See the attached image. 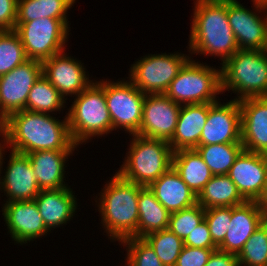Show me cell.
I'll list each match as a JSON object with an SVG mask.
<instances>
[{
    "label": "cell",
    "mask_w": 267,
    "mask_h": 266,
    "mask_svg": "<svg viewBox=\"0 0 267 266\" xmlns=\"http://www.w3.org/2000/svg\"><path fill=\"white\" fill-rule=\"evenodd\" d=\"M245 202L237 186L227 175H213L197 195V203L203 209L234 207Z\"/></svg>",
    "instance_id": "27"
},
{
    "label": "cell",
    "mask_w": 267,
    "mask_h": 266,
    "mask_svg": "<svg viewBox=\"0 0 267 266\" xmlns=\"http://www.w3.org/2000/svg\"><path fill=\"white\" fill-rule=\"evenodd\" d=\"M138 212V238L168 228L171 213L156 199L154 192L147 186H143L139 191Z\"/></svg>",
    "instance_id": "26"
},
{
    "label": "cell",
    "mask_w": 267,
    "mask_h": 266,
    "mask_svg": "<svg viewBox=\"0 0 267 266\" xmlns=\"http://www.w3.org/2000/svg\"><path fill=\"white\" fill-rule=\"evenodd\" d=\"M154 249L155 254L165 266H175L184 247V242L168 228L155 231L143 237Z\"/></svg>",
    "instance_id": "31"
},
{
    "label": "cell",
    "mask_w": 267,
    "mask_h": 266,
    "mask_svg": "<svg viewBox=\"0 0 267 266\" xmlns=\"http://www.w3.org/2000/svg\"><path fill=\"white\" fill-rule=\"evenodd\" d=\"M74 151L39 150L27 154L41 190L69 187L65 182V176H67L65 168L67 167L66 162L69 161L68 158L74 155Z\"/></svg>",
    "instance_id": "22"
},
{
    "label": "cell",
    "mask_w": 267,
    "mask_h": 266,
    "mask_svg": "<svg viewBox=\"0 0 267 266\" xmlns=\"http://www.w3.org/2000/svg\"><path fill=\"white\" fill-rule=\"evenodd\" d=\"M205 219V209L198 203L170 214L168 229L184 240Z\"/></svg>",
    "instance_id": "35"
},
{
    "label": "cell",
    "mask_w": 267,
    "mask_h": 266,
    "mask_svg": "<svg viewBox=\"0 0 267 266\" xmlns=\"http://www.w3.org/2000/svg\"><path fill=\"white\" fill-rule=\"evenodd\" d=\"M257 205L262 210V212L267 215V181L264 186L261 196L257 199Z\"/></svg>",
    "instance_id": "41"
},
{
    "label": "cell",
    "mask_w": 267,
    "mask_h": 266,
    "mask_svg": "<svg viewBox=\"0 0 267 266\" xmlns=\"http://www.w3.org/2000/svg\"><path fill=\"white\" fill-rule=\"evenodd\" d=\"M181 105L165 94H147L137 135L169 142L176 130Z\"/></svg>",
    "instance_id": "14"
},
{
    "label": "cell",
    "mask_w": 267,
    "mask_h": 266,
    "mask_svg": "<svg viewBox=\"0 0 267 266\" xmlns=\"http://www.w3.org/2000/svg\"><path fill=\"white\" fill-rule=\"evenodd\" d=\"M104 94L112 120V131L120 129L129 135L136 134L140 129L146 94L128 78L118 81L104 79Z\"/></svg>",
    "instance_id": "10"
},
{
    "label": "cell",
    "mask_w": 267,
    "mask_h": 266,
    "mask_svg": "<svg viewBox=\"0 0 267 266\" xmlns=\"http://www.w3.org/2000/svg\"><path fill=\"white\" fill-rule=\"evenodd\" d=\"M196 150L213 175H227L244 148L242 143H222L199 145Z\"/></svg>",
    "instance_id": "30"
},
{
    "label": "cell",
    "mask_w": 267,
    "mask_h": 266,
    "mask_svg": "<svg viewBox=\"0 0 267 266\" xmlns=\"http://www.w3.org/2000/svg\"><path fill=\"white\" fill-rule=\"evenodd\" d=\"M129 136L128 152L116 172L128 181L149 187L172 167L173 150L165 140Z\"/></svg>",
    "instance_id": "5"
},
{
    "label": "cell",
    "mask_w": 267,
    "mask_h": 266,
    "mask_svg": "<svg viewBox=\"0 0 267 266\" xmlns=\"http://www.w3.org/2000/svg\"><path fill=\"white\" fill-rule=\"evenodd\" d=\"M181 52L148 54L131 64L129 80L144 94H164L183 65L191 58Z\"/></svg>",
    "instance_id": "9"
},
{
    "label": "cell",
    "mask_w": 267,
    "mask_h": 266,
    "mask_svg": "<svg viewBox=\"0 0 267 266\" xmlns=\"http://www.w3.org/2000/svg\"><path fill=\"white\" fill-rule=\"evenodd\" d=\"M18 0H0V31L15 30Z\"/></svg>",
    "instance_id": "39"
},
{
    "label": "cell",
    "mask_w": 267,
    "mask_h": 266,
    "mask_svg": "<svg viewBox=\"0 0 267 266\" xmlns=\"http://www.w3.org/2000/svg\"><path fill=\"white\" fill-rule=\"evenodd\" d=\"M119 245L127 250L124 266H165L144 238H126Z\"/></svg>",
    "instance_id": "34"
},
{
    "label": "cell",
    "mask_w": 267,
    "mask_h": 266,
    "mask_svg": "<svg viewBox=\"0 0 267 266\" xmlns=\"http://www.w3.org/2000/svg\"><path fill=\"white\" fill-rule=\"evenodd\" d=\"M54 116L27 110L10 114L2 128L3 145L23 154L78 149L70 134L67 115L63 120Z\"/></svg>",
    "instance_id": "1"
},
{
    "label": "cell",
    "mask_w": 267,
    "mask_h": 266,
    "mask_svg": "<svg viewBox=\"0 0 267 266\" xmlns=\"http://www.w3.org/2000/svg\"><path fill=\"white\" fill-rule=\"evenodd\" d=\"M1 157H2V143H0V163H1ZM1 175V174H0ZM1 195V194H0Z\"/></svg>",
    "instance_id": "43"
},
{
    "label": "cell",
    "mask_w": 267,
    "mask_h": 266,
    "mask_svg": "<svg viewBox=\"0 0 267 266\" xmlns=\"http://www.w3.org/2000/svg\"><path fill=\"white\" fill-rule=\"evenodd\" d=\"M65 51L44 60L42 74L67 101L68 96L74 95V98L95 80H91L81 60L74 59Z\"/></svg>",
    "instance_id": "13"
},
{
    "label": "cell",
    "mask_w": 267,
    "mask_h": 266,
    "mask_svg": "<svg viewBox=\"0 0 267 266\" xmlns=\"http://www.w3.org/2000/svg\"><path fill=\"white\" fill-rule=\"evenodd\" d=\"M28 60L15 30L0 31V76Z\"/></svg>",
    "instance_id": "32"
},
{
    "label": "cell",
    "mask_w": 267,
    "mask_h": 266,
    "mask_svg": "<svg viewBox=\"0 0 267 266\" xmlns=\"http://www.w3.org/2000/svg\"><path fill=\"white\" fill-rule=\"evenodd\" d=\"M149 188L156 199L170 212H177L197 204V195L171 167L155 180Z\"/></svg>",
    "instance_id": "24"
},
{
    "label": "cell",
    "mask_w": 267,
    "mask_h": 266,
    "mask_svg": "<svg viewBox=\"0 0 267 266\" xmlns=\"http://www.w3.org/2000/svg\"><path fill=\"white\" fill-rule=\"evenodd\" d=\"M175 103H214L222 95L221 67L216 68L191 57L164 93Z\"/></svg>",
    "instance_id": "7"
},
{
    "label": "cell",
    "mask_w": 267,
    "mask_h": 266,
    "mask_svg": "<svg viewBox=\"0 0 267 266\" xmlns=\"http://www.w3.org/2000/svg\"><path fill=\"white\" fill-rule=\"evenodd\" d=\"M252 5L253 11L237 0H227L228 22L239 49L267 50L266 4L253 1Z\"/></svg>",
    "instance_id": "11"
},
{
    "label": "cell",
    "mask_w": 267,
    "mask_h": 266,
    "mask_svg": "<svg viewBox=\"0 0 267 266\" xmlns=\"http://www.w3.org/2000/svg\"><path fill=\"white\" fill-rule=\"evenodd\" d=\"M69 187L41 190L34 199L46 228L50 231L70 223L78 208L75 191Z\"/></svg>",
    "instance_id": "21"
},
{
    "label": "cell",
    "mask_w": 267,
    "mask_h": 266,
    "mask_svg": "<svg viewBox=\"0 0 267 266\" xmlns=\"http://www.w3.org/2000/svg\"><path fill=\"white\" fill-rule=\"evenodd\" d=\"M7 115L2 111L0 106V126L3 128L7 121Z\"/></svg>",
    "instance_id": "42"
},
{
    "label": "cell",
    "mask_w": 267,
    "mask_h": 266,
    "mask_svg": "<svg viewBox=\"0 0 267 266\" xmlns=\"http://www.w3.org/2000/svg\"><path fill=\"white\" fill-rule=\"evenodd\" d=\"M65 104V98L42 74L28 94L26 110L57 115V112L60 114L61 110L67 108Z\"/></svg>",
    "instance_id": "29"
},
{
    "label": "cell",
    "mask_w": 267,
    "mask_h": 266,
    "mask_svg": "<svg viewBox=\"0 0 267 266\" xmlns=\"http://www.w3.org/2000/svg\"><path fill=\"white\" fill-rule=\"evenodd\" d=\"M265 221V214L258 207L256 201L232 207L231 222L224 240L218 249L238 255L245 242Z\"/></svg>",
    "instance_id": "20"
},
{
    "label": "cell",
    "mask_w": 267,
    "mask_h": 266,
    "mask_svg": "<svg viewBox=\"0 0 267 266\" xmlns=\"http://www.w3.org/2000/svg\"><path fill=\"white\" fill-rule=\"evenodd\" d=\"M184 245L193 248L218 249L213 242L205 219L184 240Z\"/></svg>",
    "instance_id": "38"
},
{
    "label": "cell",
    "mask_w": 267,
    "mask_h": 266,
    "mask_svg": "<svg viewBox=\"0 0 267 266\" xmlns=\"http://www.w3.org/2000/svg\"><path fill=\"white\" fill-rule=\"evenodd\" d=\"M239 266H267V222L245 242L237 255Z\"/></svg>",
    "instance_id": "33"
},
{
    "label": "cell",
    "mask_w": 267,
    "mask_h": 266,
    "mask_svg": "<svg viewBox=\"0 0 267 266\" xmlns=\"http://www.w3.org/2000/svg\"><path fill=\"white\" fill-rule=\"evenodd\" d=\"M244 150L267 155V97L239 100Z\"/></svg>",
    "instance_id": "19"
},
{
    "label": "cell",
    "mask_w": 267,
    "mask_h": 266,
    "mask_svg": "<svg viewBox=\"0 0 267 266\" xmlns=\"http://www.w3.org/2000/svg\"><path fill=\"white\" fill-rule=\"evenodd\" d=\"M41 75L42 62L28 59L0 76V106L7 116L26 110L28 94Z\"/></svg>",
    "instance_id": "15"
},
{
    "label": "cell",
    "mask_w": 267,
    "mask_h": 266,
    "mask_svg": "<svg viewBox=\"0 0 267 266\" xmlns=\"http://www.w3.org/2000/svg\"><path fill=\"white\" fill-rule=\"evenodd\" d=\"M214 250L184 245L175 266H205Z\"/></svg>",
    "instance_id": "37"
},
{
    "label": "cell",
    "mask_w": 267,
    "mask_h": 266,
    "mask_svg": "<svg viewBox=\"0 0 267 266\" xmlns=\"http://www.w3.org/2000/svg\"><path fill=\"white\" fill-rule=\"evenodd\" d=\"M205 266H239V263L237 255L217 249L212 252Z\"/></svg>",
    "instance_id": "40"
},
{
    "label": "cell",
    "mask_w": 267,
    "mask_h": 266,
    "mask_svg": "<svg viewBox=\"0 0 267 266\" xmlns=\"http://www.w3.org/2000/svg\"><path fill=\"white\" fill-rule=\"evenodd\" d=\"M241 143V111L239 100L220 99L209 103L206 123L202 129L200 145Z\"/></svg>",
    "instance_id": "16"
},
{
    "label": "cell",
    "mask_w": 267,
    "mask_h": 266,
    "mask_svg": "<svg viewBox=\"0 0 267 266\" xmlns=\"http://www.w3.org/2000/svg\"><path fill=\"white\" fill-rule=\"evenodd\" d=\"M222 93L236 100L267 97V50L239 49L221 66Z\"/></svg>",
    "instance_id": "6"
},
{
    "label": "cell",
    "mask_w": 267,
    "mask_h": 266,
    "mask_svg": "<svg viewBox=\"0 0 267 266\" xmlns=\"http://www.w3.org/2000/svg\"><path fill=\"white\" fill-rule=\"evenodd\" d=\"M70 28L60 19L45 17L28 22H16L15 31L21 39L28 59L43 62L66 50Z\"/></svg>",
    "instance_id": "8"
},
{
    "label": "cell",
    "mask_w": 267,
    "mask_h": 266,
    "mask_svg": "<svg viewBox=\"0 0 267 266\" xmlns=\"http://www.w3.org/2000/svg\"><path fill=\"white\" fill-rule=\"evenodd\" d=\"M227 176L246 201H257L267 181V155L243 150Z\"/></svg>",
    "instance_id": "18"
},
{
    "label": "cell",
    "mask_w": 267,
    "mask_h": 266,
    "mask_svg": "<svg viewBox=\"0 0 267 266\" xmlns=\"http://www.w3.org/2000/svg\"><path fill=\"white\" fill-rule=\"evenodd\" d=\"M188 52L220 58L222 66L238 50L227 17V0H194Z\"/></svg>",
    "instance_id": "2"
},
{
    "label": "cell",
    "mask_w": 267,
    "mask_h": 266,
    "mask_svg": "<svg viewBox=\"0 0 267 266\" xmlns=\"http://www.w3.org/2000/svg\"><path fill=\"white\" fill-rule=\"evenodd\" d=\"M0 143H2V127L0 126Z\"/></svg>",
    "instance_id": "44"
},
{
    "label": "cell",
    "mask_w": 267,
    "mask_h": 266,
    "mask_svg": "<svg viewBox=\"0 0 267 266\" xmlns=\"http://www.w3.org/2000/svg\"><path fill=\"white\" fill-rule=\"evenodd\" d=\"M76 0H18L16 22H28L41 18L62 20L68 27V10Z\"/></svg>",
    "instance_id": "28"
},
{
    "label": "cell",
    "mask_w": 267,
    "mask_h": 266,
    "mask_svg": "<svg viewBox=\"0 0 267 266\" xmlns=\"http://www.w3.org/2000/svg\"><path fill=\"white\" fill-rule=\"evenodd\" d=\"M7 150L2 143V157L0 163V192L6 195L5 203L11 201L34 200L41 189L27 154L10 150L7 166L3 168ZM5 155V156H4ZM4 169V170H3ZM3 170V171H2ZM5 171V172H4ZM4 173V174H3Z\"/></svg>",
    "instance_id": "12"
},
{
    "label": "cell",
    "mask_w": 267,
    "mask_h": 266,
    "mask_svg": "<svg viewBox=\"0 0 267 266\" xmlns=\"http://www.w3.org/2000/svg\"><path fill=\"white\" fill-rule=\"evenodd\" d=\"M66 115L71 137L78 147L90 142L93 137L113 133L104 94V79L93 81L76 95Z\"/></svg>",
    "instance_id": "4"
},
{
    "label": "cell",
    "mask_w": 267,
    "mask_h": 266,
    "mask_svg": "<svg viewBox=\"0 0 267 266\" xmlns=\"http://www.w3.org/2000/svg\"><path fill=\"white\" fill-rule=\"evenodd\" d=\"M232 207H214L205 209V221L208 224L213 242L218 246L225 238L231 222Z\"/></svg>",
    "instance_id": "36"
},
{
    "label": "cell",
    "mask_w": 267,
    "mask_h": 266,
    "mask_svg": "<svg viewBox=\"0 0 267 266\" xmlns=\"http://www.w3.org/2000/svg\"><path fill=\"white\" fill-rule=\"evenodd\" d=\"M172 167L196 195L213 176L196 149H181L173 152Z\"/></svg>",
    "instance_id": "25"
},
{
    "label": "cell",
    "mask_w": 267,
    "mask_h": 266,
    "mask_svg": "<svg viewBox=\"0 0 267 266\" xmlns=\"http://www.w3.org/2000/svg\"><path fill=\"white\" fill-rule=\"evenodd\" d=\"M113 175L98 193L99 198L94 199L104 232L111 242L119 243L137 237L138 196L143 186L124 179L117 172Z\"/></svg>",
    "instance_id": "3"
},
{
    "label": "cell",
    "mask_w": 267,
    "mask_h": 266,
    "mask_svg": "<svg viewBox=\"0 0 267 266\" xmlns=\"http://www.w3.org/2000/svg\"><path fill=\"white\" fill-rule=\"evenodd\" d=\"M208 111L209 103L181 105L175 133L168 142L173 152L181 149H196L200 145Z\"/></svg>",
    "instance_id": "23"
},
{
    "label": "cell",
    "mask_w": 267,
    "mask_h": 266,
    "mask_svg": "<svg viewBox=\"0 0 267 266\" xmlns=\"http://www.w3.org/2000/svg\"><path fill=\"white\" fill-rule=\"evenodd\" d=\"M2 215L12 241L24 245L50 232L39 214L35 200L11 201L2 205Z\"/></svg>",
    "instance_id": "17"
}]
</instances>
